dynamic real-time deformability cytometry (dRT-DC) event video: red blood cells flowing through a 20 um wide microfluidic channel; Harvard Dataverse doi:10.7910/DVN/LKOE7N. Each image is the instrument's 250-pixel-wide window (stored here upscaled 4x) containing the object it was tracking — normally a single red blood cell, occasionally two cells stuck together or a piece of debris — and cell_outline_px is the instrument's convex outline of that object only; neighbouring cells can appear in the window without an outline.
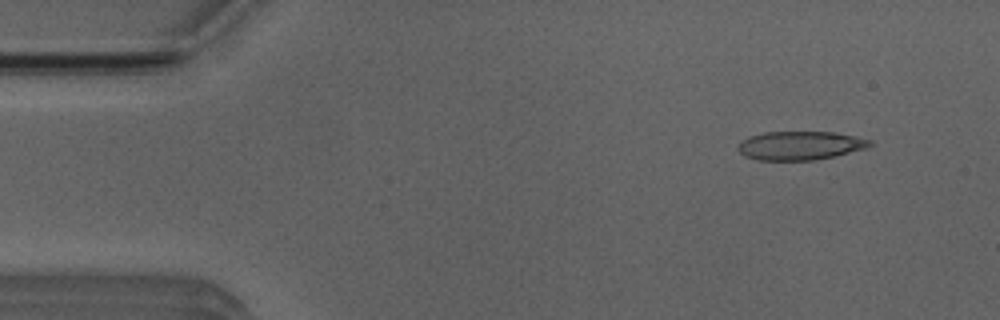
{"species": "Egyptian fruit bat (a non-hibernating species)", "species_latin": "Rousettus aegyptiacus", "temperature_condition": "room temperature", "stored_images_in_passage": 6, "camera_frame_rate_fps": 3000, "um_per_image_px": 0.085, "animal": {"sex": "male"}, "frame": {"image": 1, "passage_image": 1, "time_ms": 0.0, "image_size_px": [1000, 320], "cell_outline_px": [[872, 144], [868, 148], [816, 160], [756, 160], [744, 156], [736, 148], [748, 136], [764, 132], [836, 132], [856, 136], [872, 140]], "centroid_in_image_um": [68.03, 12.37], "position_along_channel_um": 17.0, "area_um2": 22.14}}
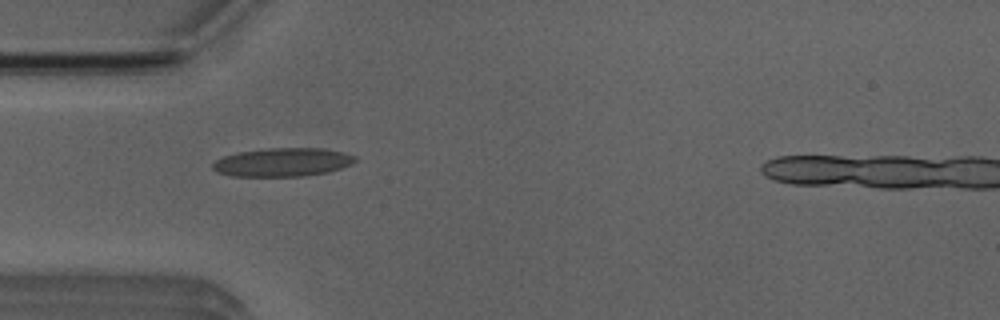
{"frame": {"image": 2, "passage_image": 4, "time_ms": 3.333, "image_size_px": [1000, 320], "cell_outline_px": [[356, 160], [352, 164], [328, 172], [304, 176], [232, 176], [216, 172], [212, 168], [212, 164], [216, 160], [224, 156], [240, 152], [268, 148], [324, 148], [356, 156]], "centroid_in_image_um": [24.01, 13.79], "position_along_channel_um": 61.0, "area_um2": 23.58}}